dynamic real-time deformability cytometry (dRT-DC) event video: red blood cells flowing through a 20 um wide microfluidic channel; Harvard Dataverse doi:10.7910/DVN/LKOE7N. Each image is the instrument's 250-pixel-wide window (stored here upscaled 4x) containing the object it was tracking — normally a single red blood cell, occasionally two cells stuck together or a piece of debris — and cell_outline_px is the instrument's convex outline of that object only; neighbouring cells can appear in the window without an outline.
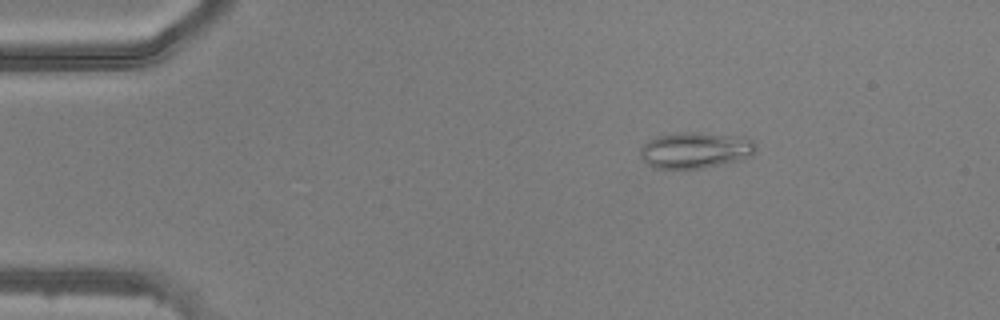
{"species": "common noctule bat (a hibernating species)", "species_latin": "Nyctalus noctula", "temperature_condition": "warm", "stored_images_in_passage": 49, "camera_frame_rate_fps": 3000, "um_per_image_px": 0.085, "animal": {"sex": "male", "body_mass_g": 20.5, "forearm_length_mm": 52.5}, "frame": {"image": 1, "passage_image": 8, "time_ms": 2.333, "image_size_px": [1000, 320], "cell_outline_px": [[756, 152], [752, 156], [720, 164], [700, 168], [652, 168], [640, 156], [640, 148], [648, 140], [656, 136], [684, 132], [700, 132], [744, 136], [752, 140], [756, 148]], "centroid_in_image_um": [59.11, 12.74], "position_along_channel_um": 25.9, "area_um2": 24.33}}
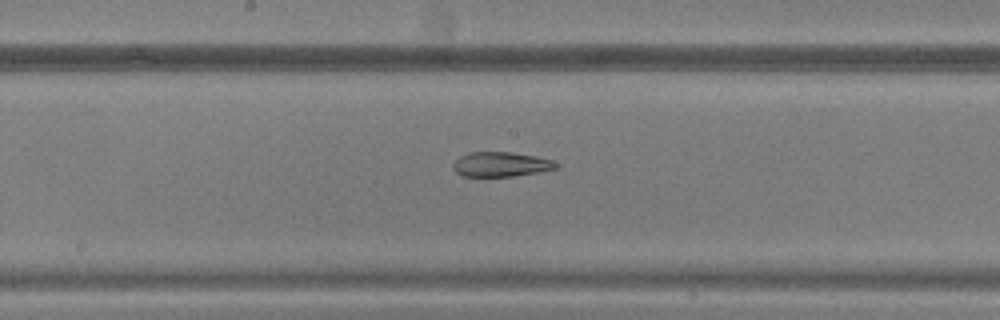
{"frame": {"image": 2, "passage_image": 26, "time_ms": 8.333, "image_size_px": [1000, 320], "cell_outline_px": [[560, 168], [512, 176], [464, 176], [456, 172], [452, 168], [452, 164], [460, 156], [472, 152], [512, 152], [536, 156], [552, 160], [560, 164]], "centroid_in_image_um": [42.6, 13.96], "position_along_channel_um": 205.6, "area_um2": 14.8}}
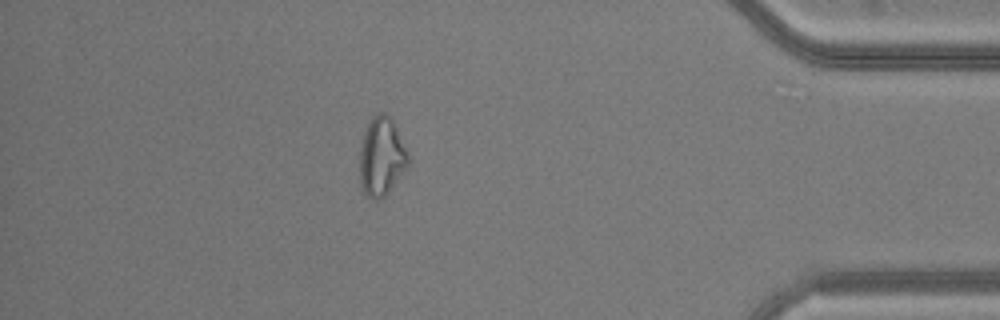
{"frame": {"image": 3, "passage_image": 43, "time_ms": 14.0, "image_size_px": [1000, 320], "cell_outline_px": [[408, 168], [388, 192], [380, 200], [372, 200], [364, 192], [360, 184], [360, 152], [364, 132], [372, 116], [376, 112], [384, 112], [392, 116], [408, 156]], "centroid_in_image_um": [32.43, 13.31], "position_along_channel_um": 402.8, "area_um2": 22.31}}